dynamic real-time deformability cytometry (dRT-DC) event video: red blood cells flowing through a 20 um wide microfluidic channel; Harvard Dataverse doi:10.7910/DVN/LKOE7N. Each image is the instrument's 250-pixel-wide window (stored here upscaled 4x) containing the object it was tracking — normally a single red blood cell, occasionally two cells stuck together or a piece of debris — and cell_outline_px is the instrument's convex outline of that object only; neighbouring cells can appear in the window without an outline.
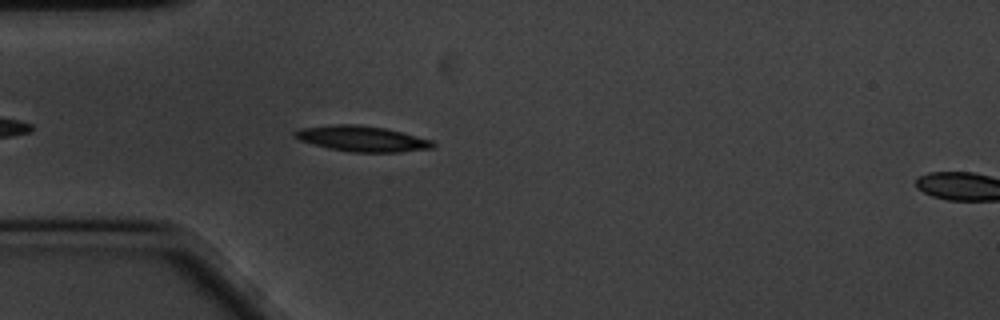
{"species": "common noctule bat (a hibernating species)", "species_latin": "Nyctalus noctula", "temperature_condition": "cold", "stored_images_in_passage": 25, "camera_frame_rate_fps": 3000, "um_per_image_px": 0.085, "animal": {"sex": "male", "body_mass_g": 20.1, "forearm_length_mm": 53.5}, "frame": {"image": 1, "passage_image": 6, "time_ms": 1.667, "image_size_px": [1000, 320], "cell_outline_px": [[436, 144], [432, 148], [400, 152], [352, 152], [328, 148], [300, 140], [292, 136], [292, 132], [300, 128], [336, 124], [356, 124], [384, 128], [432, 140]], "centroid_in_image_um": [30.74, 11.79], "position_along_channel_um": 54.3, "area_um2": 20.46}}
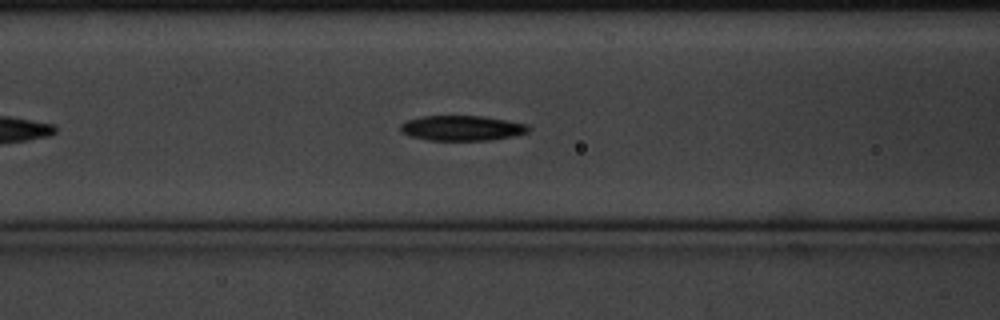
{"frame": {"image": 2, "passage_image": 13, "time_ms": 4.0, "image_size_px": [1000, 320], "cell_outline_px": [[532, 128], [528, 132], [516, 136], [488, 140], [428, 140], [412, 136], [400, 132], [400, 124], [408, 120], [420, 116], [484, 116], [528, 124]], "centroid_in_image_um": [39.3, 10.88], "position_along_channel_um": 127.3, "area_um2": 18.84}}
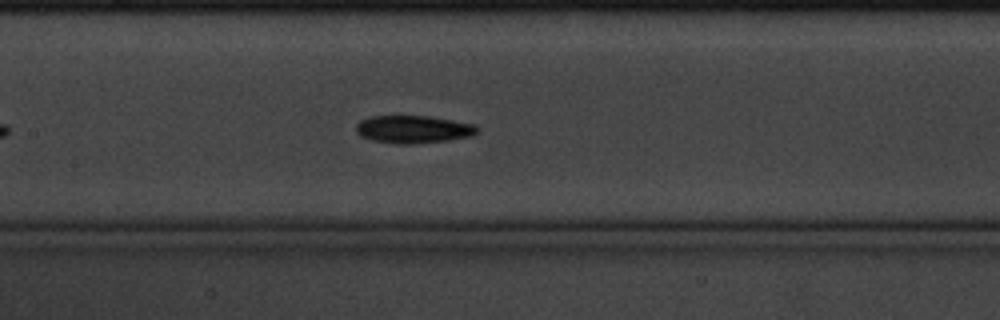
{"frame": {"image": 3, "passage_image": 17, "time_ms": 5.333, "image_size_px": [1000, 320], "cell_outline_px": [[480, 128], [472, 136], [448, 140], [412, 144], [396, 144], [372, 140], [360, 136], [356, 132], [356, 124], [360, 120], [368, 116], [428, 116], [476, 124]], "centroid_in_image_um": [35.12, 10.99], "position_along_channel_um": 172.3, "area_um2": 19.71}}